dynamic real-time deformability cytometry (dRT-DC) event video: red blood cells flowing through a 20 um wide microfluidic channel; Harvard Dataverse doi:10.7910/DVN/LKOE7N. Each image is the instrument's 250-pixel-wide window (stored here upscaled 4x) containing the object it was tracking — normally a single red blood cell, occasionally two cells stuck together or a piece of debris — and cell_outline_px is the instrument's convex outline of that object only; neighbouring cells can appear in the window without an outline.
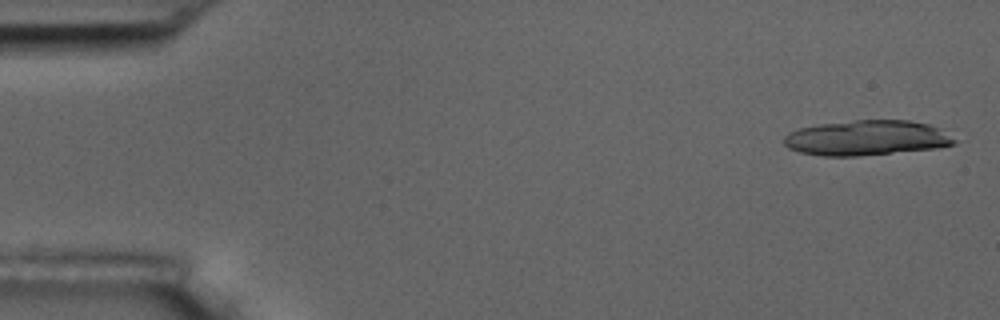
{"species": "common noctule bat (a hibernating species)", "species_latin": "Nyctalus noctula", "temperature_condition": "room temperature", "stored_images_in_passage": 10, "camera_frame_rate_fps": 3000, "um_per_image_px": 0.085, "animal": {"sex": "male", "body_mass_g": 17.5, "forearm_length_mm": 52.3}, "frame": {"image": 1, "passage_image": 1, "time_ms": 0.0, "image_size_px": [1000, 320], "cell_outline_px": [[956, 144], [932, 148], [856, 156], [824, 156], [800, 152], [788, 148], [784, 144], [784, 136], [788, 132], [800, 128], [820, 124], [856, 120], [908, 120], [928, 124], [940, 128], [956, 140]], "centroid_in_image_um": [73.64, 11.71], "position_along_channel_um": 11.4, "area_um2": 34.56}}
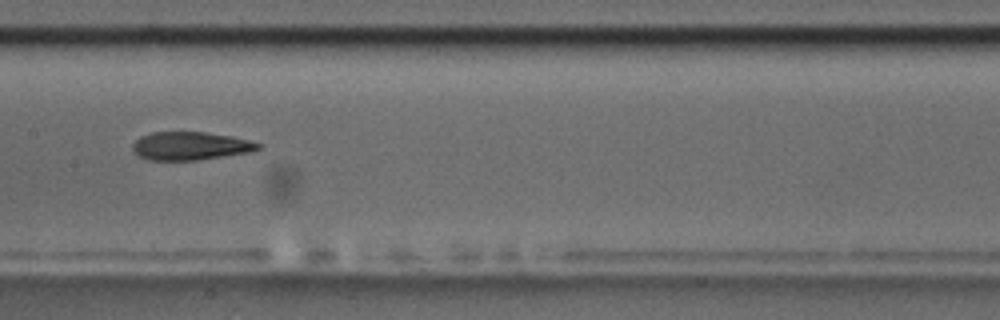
{"frame": {"image": 2, "passage_image": 8, "time_ms": 8.667, "image_size_px": [1000, 320], "cell_outline_px": [[264, 144], [260, 148], [248, 152], [196, 160], [148, 160], [140, 156], [132, 148], [132, 144], [140, 136], [152, 132], [204, 132], [228, 136], [248, 140]], "centroid_in_image_um": [16.16, 12.4], "position_along_channel_um": 191.2, "area_um2": 20.35}}
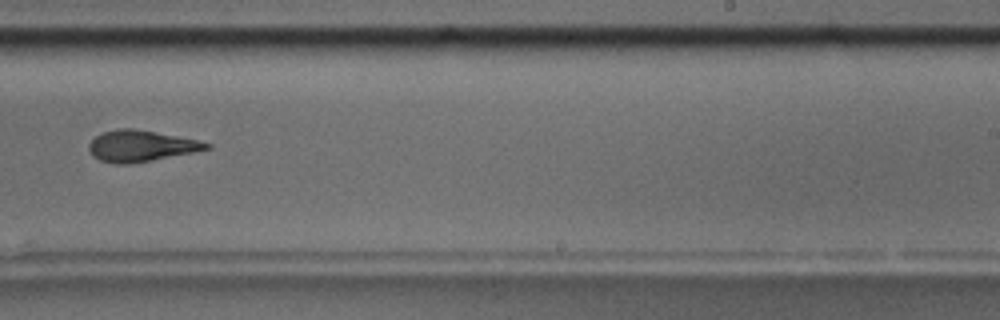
{"frame": {"image": 3, "passage_image": 10, "time_ms": 11.0, "image_size_px": [1000, 320], "cell_outline_px": [[212, 148], [152, 160], [128, 164], [112, 164], [100, 160], [92, 156], [88, 148], [88, 144], [100, 132], [120, 128], [132, 128], [156, 132], [196, 140], [212, 144]], "centroid_in_image_um": [11.92, 12.41], "position_along_channel_um": 277.1, "area_um2": 21.27}}